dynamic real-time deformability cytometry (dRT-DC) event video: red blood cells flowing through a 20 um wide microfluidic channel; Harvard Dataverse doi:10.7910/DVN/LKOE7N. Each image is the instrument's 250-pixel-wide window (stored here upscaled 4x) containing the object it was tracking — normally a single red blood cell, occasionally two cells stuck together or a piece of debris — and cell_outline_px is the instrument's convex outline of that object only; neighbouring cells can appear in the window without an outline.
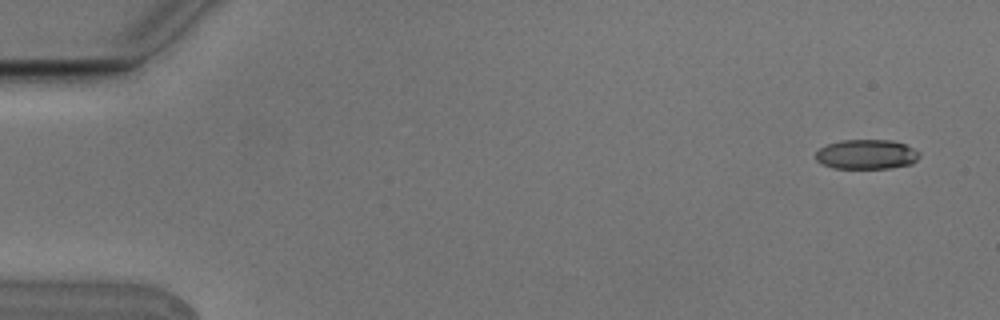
{"species": "Egyptian fruit bat (a non-hibernating species)", "species_latin": "Rousettus aegyptiacus", "temperature_condition": "cold", "stored_images_in_passage": 3, "camera_frame_rate_fps": 3000, "um_per_image_px": 0.085, "animal": {"sex": "male"}, "frame": {"image": 1, "passage_image": 3, "time_ms": 0.667, "image_size_px": [1000, 320], "cell_outline_px": [[920, 156], [912, 164], [892, 168], [832, 168], [820, 164], [816, 160], [816, 152], [820, 148], [828, 144], [844, 140], [892, 140], [904, 144], [920, 152]], "centroid_in_image_um": [73.65, 13.13], "position_along_channel_um": 11.3, "area_um2": 17.98}}